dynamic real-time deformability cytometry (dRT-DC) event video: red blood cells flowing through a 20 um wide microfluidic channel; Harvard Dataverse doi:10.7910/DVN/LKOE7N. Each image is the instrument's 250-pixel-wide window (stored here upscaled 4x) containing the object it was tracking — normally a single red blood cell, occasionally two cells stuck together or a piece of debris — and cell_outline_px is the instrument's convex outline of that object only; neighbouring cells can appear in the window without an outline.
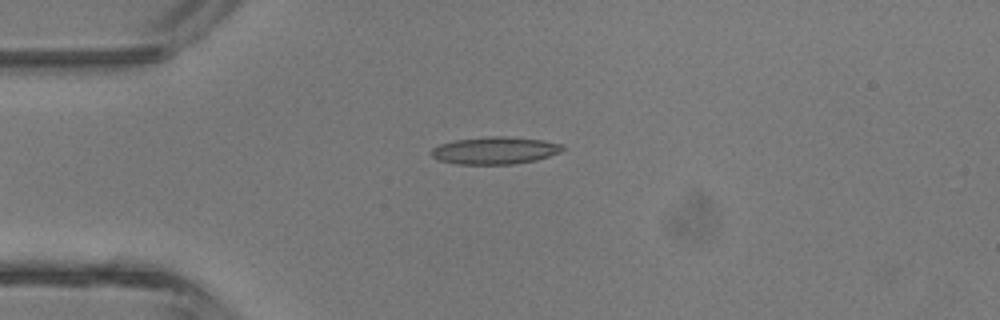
{"species": "common noctule bat (a hibernating species)", "species_latin": "Nyctalus noctula", "temperature_condition": "room temperature", "stored_images_in_passage": 4, "camera_frame_rate_fps": 3000, "um_per_image_px": 0.085, "animal": {"sex": "male", "body_mass_g": 13.3}, "frame": {"image": 1, "passage_image": 3, "time_ms": 2.333, "image_size_px": [1000, 320], "cell_outline_px": [[564, 148], [560, 152], [536, 160], [512, 164], [456, 164], [436, 160], [428, 152], [432, 148], [440, 144], [456, 140], [484, 136], [504, 136], [544, 140], [564, 144]], "centroid_in_image_um": [42.04, 12.78], "position_along_channel_um": 43.0, "area_um2": 21.1}}